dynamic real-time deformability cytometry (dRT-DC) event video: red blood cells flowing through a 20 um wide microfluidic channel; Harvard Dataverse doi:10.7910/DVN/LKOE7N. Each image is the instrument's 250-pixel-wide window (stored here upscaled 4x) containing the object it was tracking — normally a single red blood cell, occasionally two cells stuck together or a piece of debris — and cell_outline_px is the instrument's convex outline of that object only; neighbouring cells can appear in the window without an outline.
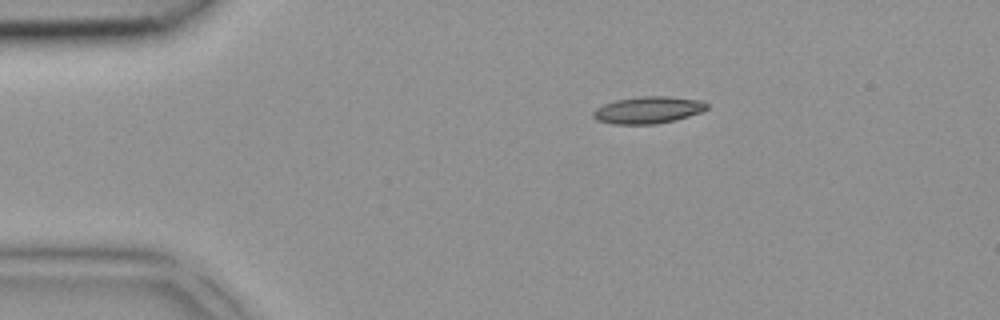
{"species": "common noctule bat (a hibernating species)", "species_latin": "Nyctalus noctula", "temperature_condition": "room temperature", "stored_images_in_passage": 2, "camera_frame_rate_fps": 3000, "um_per_image_px": 0.085, "animal": {"sex": "female", "body_mass_g": 18.4}, "frame": {"image": 1, "passage_image": 1, "time_ms": 0.0, "image_size_px": [1000, 320], "cell_outline_px": [[708, 108], [700, 112], [676, 120], [656, 124], [612, 124], [596, 120], [592, 116], [592, 112], [596, 108], [604, 104], [616, 100], [640, 96], [668, 96], [704, 100], [708, 104]], "centroid_in_image_um": [55.09, 9.35], "position_along_channel_um": 29.9, "area_um2": 18.03}}